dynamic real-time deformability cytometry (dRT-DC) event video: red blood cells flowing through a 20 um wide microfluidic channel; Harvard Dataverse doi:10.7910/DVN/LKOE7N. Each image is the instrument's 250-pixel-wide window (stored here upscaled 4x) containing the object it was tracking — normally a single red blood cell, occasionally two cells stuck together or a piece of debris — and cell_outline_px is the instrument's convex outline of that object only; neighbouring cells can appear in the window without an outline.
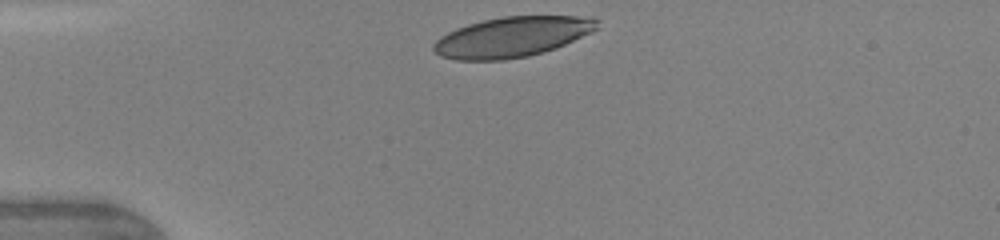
{"species": "human", "species_latin": "Homo sapiens", "temperature_condition": "warm", "stored_images_in_passage": 4, "camera_frame_rate_fps": 3000, "um_per_image_px": 0.085, "donor": {"sex": "female"}, "frame": {"image": 1, "passage_image": 1, "time_ms": 0.0, "image_size_px": [1000, 240], "cell_outline_px": [[600, 28], [592, 32], [556, 48], [528, 56], [504, 60], [456, 60], [440, 56], [432, 48], [432, 44], [440, 36], [456, 28], [468, 24], [484, 20], [504, 16], [592, 16], [600, 20]], "centroid_in_image_um": [43.56, 3.13], "position_along_channel_um": 41.4, "area_um2": 38.61}}